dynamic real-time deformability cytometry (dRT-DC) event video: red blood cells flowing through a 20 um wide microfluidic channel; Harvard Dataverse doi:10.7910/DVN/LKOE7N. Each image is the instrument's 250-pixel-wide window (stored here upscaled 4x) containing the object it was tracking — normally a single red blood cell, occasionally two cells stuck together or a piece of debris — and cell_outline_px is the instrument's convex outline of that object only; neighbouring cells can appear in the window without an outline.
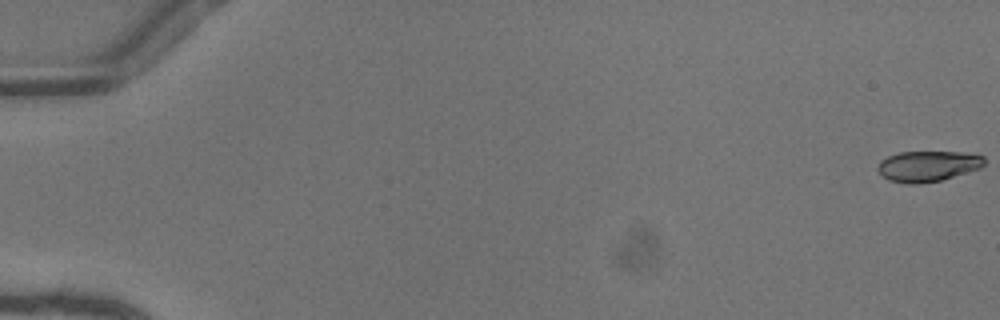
{"species": "common noctule bat (a hibernating species)", "species_latin": "Nyctalus noctula", "temperature_condition": "warm", "stored_images_in_passage": 52, "camera_frame_rate_fps": 3000, "um_per_image_px": 0.085, "animal": {"sex": "female"}, "frame": {"image": 1, "passage_image": 1, "time_ms": 0.0, "image_size_px": [1000, 320], "cell_outline_px": [[984, 164], [980, 168], [940, 180], [916, 184], [904, 184], [888, 180], [876, 168], [880, 160], [888, 156], [900, 152], [960, 152], [984, 156]], "centroid_in_image_um": [78.82, 14.12], "position_along_channel_um": 6.2, "area_um2": 18.9}}
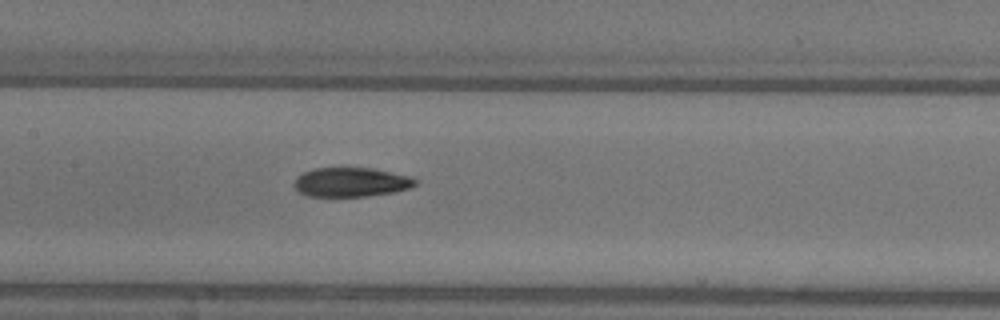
{"frame": {"image": 2, "passage_image": 27, "time_ms": 8.667, "image_size_px": [1000, 320], "cell_outline_px": [[420, 180], [416, 184], [408, 188], [392, 192], [364, 196], [308, 196], [300, 192], [292, 184], [296, 176], [312, 168], [344, 164], [372, 168], [412, 176]], "centroid_in_image_um": [29.81, 15.42], "position_along_channel_um": 177.6, "area_um2": 21.56}}
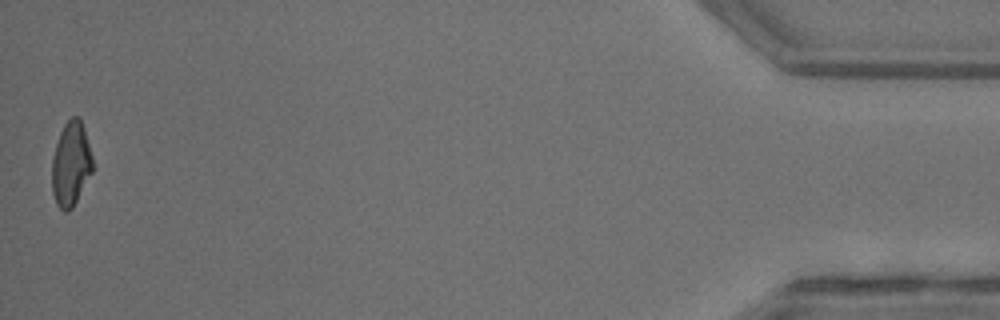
{"frame": {"image": 3, "passage_image": 52, "time_ms": 17.0, "image_size_px": [1000, 320], "cell_outline_px": [[92, 172], [72, 208], [68, 212], [64, 212], [56, 204], [52, 192], [52, 160], [56, 144], [60, 132], [64, 124], [72, 116], [76, 116], [80, 120], [84, 128], [92, 156]], "centroid_in_image_um": [6.01, 13.95], "position_along_channel_um": 429.2, "area_um2": 19.83}, "authors_computed_cell_mechanics": {"area_um2": 20.7213, "velocity_mm_per_s": 4.1184, "shape_relaxation_time_tau1_ms": 6.0094, "shape_relaxation_time_tau2_ms": 4.729, "deformation_change_tau1": 0.187, "deformation_change_tau2": 0.1168}}